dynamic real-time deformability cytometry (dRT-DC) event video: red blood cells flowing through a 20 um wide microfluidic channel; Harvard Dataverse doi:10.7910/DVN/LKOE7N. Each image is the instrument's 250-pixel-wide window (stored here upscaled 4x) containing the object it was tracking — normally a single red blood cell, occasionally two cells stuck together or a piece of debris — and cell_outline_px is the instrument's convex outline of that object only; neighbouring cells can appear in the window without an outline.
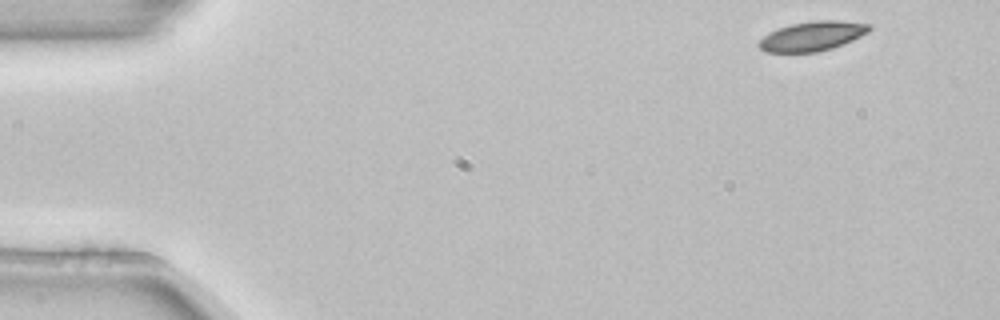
{"species": "common noctule bat (a hibernating species)", "species_latin": "Nyctalus noctula", "temperature_condition": "room temperature", "stored_images_in_passage": 3, "camera_frame_rate_fps": 3000, "um_per_image_px": 0.085, "animal": {"sex": "female", "body_mass_g": 22.7, "forearm_length_mm": 54.2}, "frame": {"image": 1, "passage_image": 1, "time_ms": 0.0, "image_size_px": [1000, 320], "cell_outline_px": [[872, 28], [868, 32], [852, 40], [832, 48], [816, 52], [764, 52], [756, 44], [768, 32], [792, 24], [812, 20], [840, 20], [872, 24]], "centroid_in_image_um": [69.05, 3.06], "position_along_channel_um": 16.0, "area_um2": 19.02}}
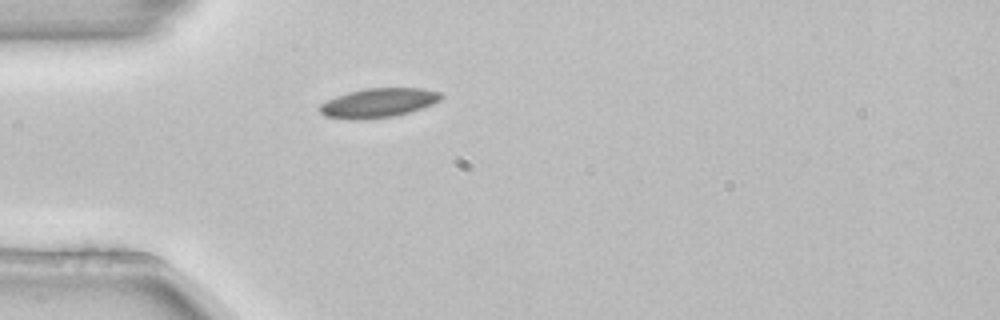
{"frame": {"image": 2, "passage_image": 3, "time_ms": 0.667, "image_size_px": [1000, 320], "cell_outline_px": [[444, 96], [440, 100], [432, 104], [396, 116], [364, 120], [356, 120], [324, 116], [320, 112], [320, 104], [336, 96], [348, 92], [368, 88], [424, 88], [440, 92]], "centroid_in_image_um": [32.17, 8.75], "position_along_channel_um": 52.8, "area_um2": 20.69}}